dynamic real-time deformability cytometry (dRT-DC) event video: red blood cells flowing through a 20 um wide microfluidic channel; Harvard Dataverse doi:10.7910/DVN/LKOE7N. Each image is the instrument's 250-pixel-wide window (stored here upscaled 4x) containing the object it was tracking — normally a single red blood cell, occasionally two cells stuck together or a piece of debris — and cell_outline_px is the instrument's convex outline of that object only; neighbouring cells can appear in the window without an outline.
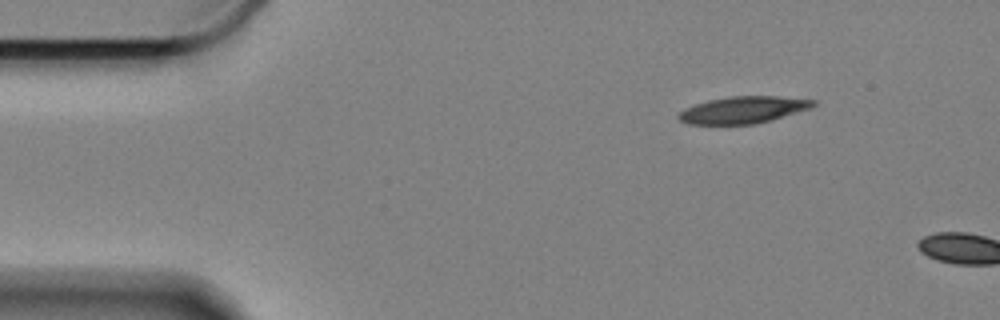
{"species": "Egyptian fruit bat (a non-hibernating species)", "species_latin": "Rousettus aegyptiacus", "temperature_condition": "cold", "stored_images_in_passage": 10, "camera_frame_rate_fps": 3000, "um_per_image_px": 0.085, "animal": {"sex": "female"}, "frame": {"image": 1, "passage_image": 1, "time_ms": 0.0, "image_size_px": [1000, 320], "cell_outline_px": [[820, 104], [812, 108], [772, 120], [756, 124], [688, 124], [680, 120], [676, 116], [684, 108], [708, 100], [728, 96], [776, 96], [820, 100]], "centroid_in_image_um": [63.25, 9.33], "position_along_channel_um": 21.7, "area_um2": 21.44}}